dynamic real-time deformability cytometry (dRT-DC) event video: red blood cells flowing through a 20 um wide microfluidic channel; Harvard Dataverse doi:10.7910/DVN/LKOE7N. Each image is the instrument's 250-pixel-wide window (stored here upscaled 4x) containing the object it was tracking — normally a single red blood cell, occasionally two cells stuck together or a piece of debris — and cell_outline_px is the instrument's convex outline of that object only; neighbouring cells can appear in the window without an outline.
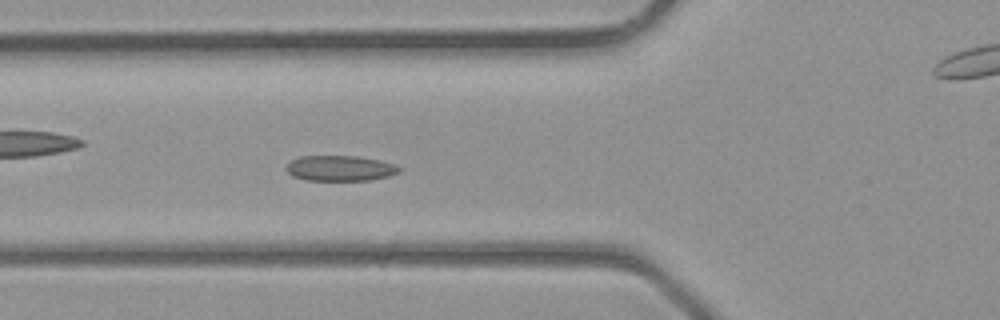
{"species": "common noctule bat (a hibernating species)", "species_latin": "Nyctalus noctula", "temperature_condition": "room temperature", "stored_images_in_passage": 30, "camera_frame_rate_fps": 3000, "um_per_image_px": 0.085, "animal": {"sex": "male", "body_mass_g": 23.1, "forearm_length_mm": 52.7}, "frame": {"image": 1, "passage_image": 7, "time_ms": 2.0, "image_size_px": [1000, 320], "cell_outline_px": [[400, 172], [388, 176], [368, 180], [304, 180], [292, 176], [284, 168], [292, 160], [300, 156], [356, 156], [380, 160], [392, 164], [400, 168]], "centroid_in_image_um": [28.87, 14.3], "position_along_channel_um": 96.9, "area_um2": 16.65}}
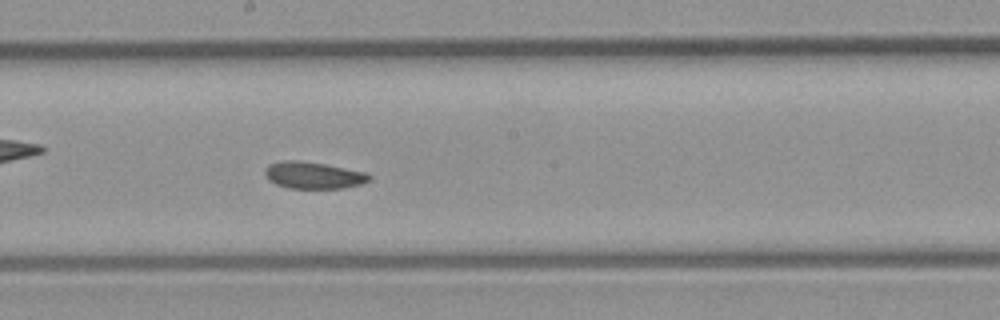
{"frame": {"image": 2, "passage_image": 14, "time_ms": 4.333, "image_size_px": [1000, 320], "cell_outline_px": [[372, 180], [360, 184], [340, 188], [288, 188], [276, 184], [268, 180], [264, 172], [264, 168], [268, 164], [280, 160], [300, 160], [324, 164], [364, 172], [372, 176]], "centroid_in_image_um": [26.59, 14.89], "position_along_channel_um": 221.6, "area_um2": 16.36}}
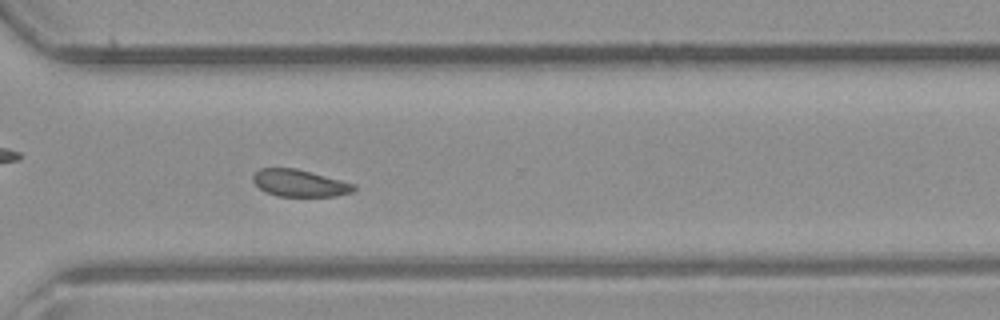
{"frame": {"image": 3, "passage_image": 21, "time_ms": 6.667, "image_size_px": [1000, 320], "cell_outline_px": [[356, 188], [352, 192], [336, 196], [276, 196], [264, 192], [252, 180], [252, 176], [260, 168], [296, 168], [356, 184]], "centroid_in_image_um": [25.46, 15.57], "position_along_channel_um": 345.1, "area_um2": 15.9}}